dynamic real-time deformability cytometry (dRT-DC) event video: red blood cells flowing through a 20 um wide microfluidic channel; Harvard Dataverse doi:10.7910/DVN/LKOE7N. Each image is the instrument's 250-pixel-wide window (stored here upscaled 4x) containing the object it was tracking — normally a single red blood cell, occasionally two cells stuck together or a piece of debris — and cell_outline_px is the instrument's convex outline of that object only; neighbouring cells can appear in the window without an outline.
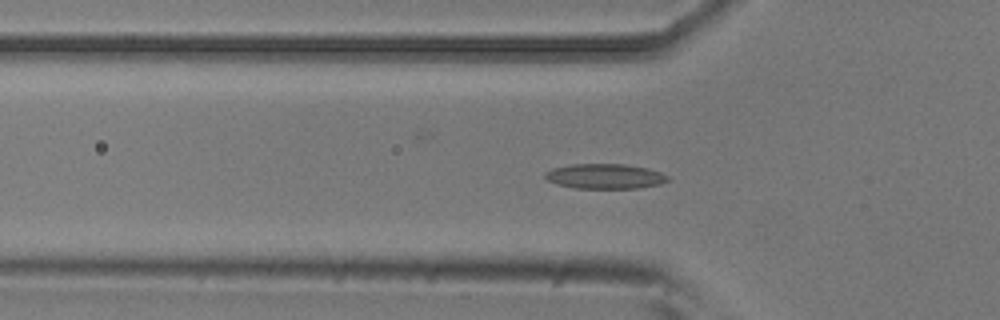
{"species": "common noctule bat (a hibernating species)", "species_latin": "Nyctalus noctula", "temperature_condition": "room temperature", "stored_images_in_passage": 54, "camera_frame_rate_fps": 3000, "um_per_image_px": 0.085, "animal": {"sex": "male", "body_mass_g": 20.5, "forearm_length_mm": 52.5}, "frame": {"image": 1, "passage_image": 17, "time_ms": 5.333, "image_size_px": [1000, 320], "cell_outline_px": [[672, 180], [660, 184], [640, 188], [576, 188], [556, 184], [548, 180], [544, 176], [544, 172], [552, 168], [572, 164], [624, 164], [648, 168], [660, 172], [668, 176]], "centroid_in_image_um": [51.44, 14.98], "position_along_channel_um": 74.4, "area_um2": 17.98}}
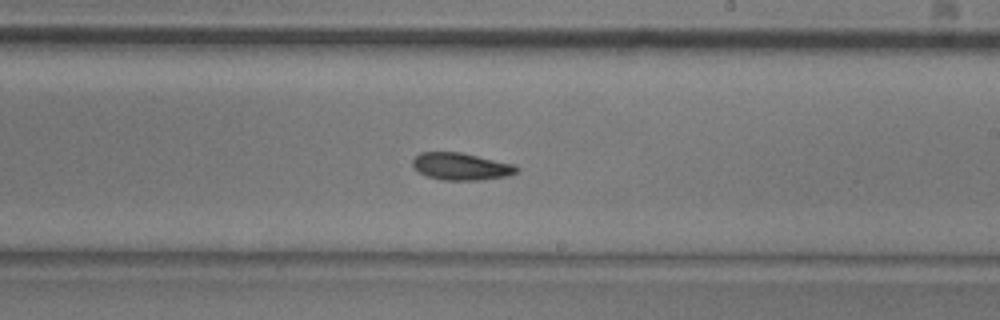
{"frame": {"image": 2, "passage_image": 31, "time_ms": 10.0, "image_size_px": [1000, 320], "cell_outline_px": [[520, 172], [508, 176], [480, 180], [444, 180], [428, 176], [420, 172], [412, 164], [412, 160], [420, 152], [460, 152], [516, 164], [520, 168]], "centroid_in_image_um": [39.27, 14.14], "position_along_channel_um": 249.7, "area_um2": 16.59}}
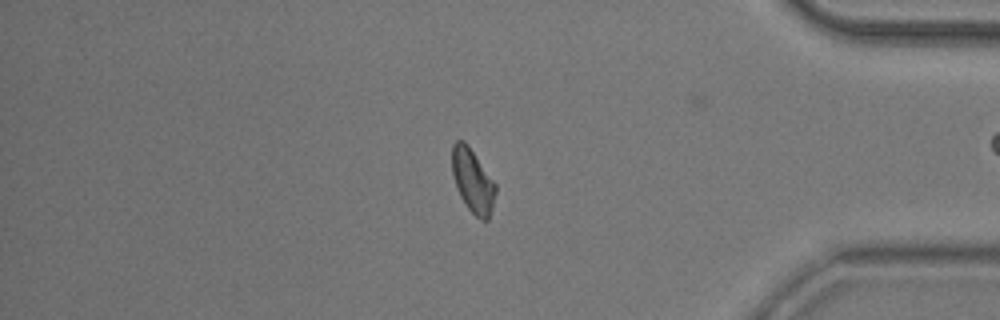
{"frame": {"image": 3, "passage_image": 45, "time_ms": 14.667, "image_size_px": [1000, 320], "cell_outline_px": [[496, 192], [492, 208], [488, 220], [480, 220], [468, 208], [460, 196], [452, 172], [452, 144], [456, 140], [464, 140], [468, 144], [496, 184]], "centroid_in_image_um": [40.18, 15.35], "position_along_channel_um": 395.0, "area_um2": 16.07}, "authors_computed_cell_mechanics": {"area_um2": 16.5886, "velocity_mm_per_s": 3.7385, "shape_relaxation_time_tau1_ms": 7.9084, "shape_relaxation_time_tau2_ms": 3.4721, "deformation_change_tau1": 0.1496, "deformation_change_tau2": 0.093}}